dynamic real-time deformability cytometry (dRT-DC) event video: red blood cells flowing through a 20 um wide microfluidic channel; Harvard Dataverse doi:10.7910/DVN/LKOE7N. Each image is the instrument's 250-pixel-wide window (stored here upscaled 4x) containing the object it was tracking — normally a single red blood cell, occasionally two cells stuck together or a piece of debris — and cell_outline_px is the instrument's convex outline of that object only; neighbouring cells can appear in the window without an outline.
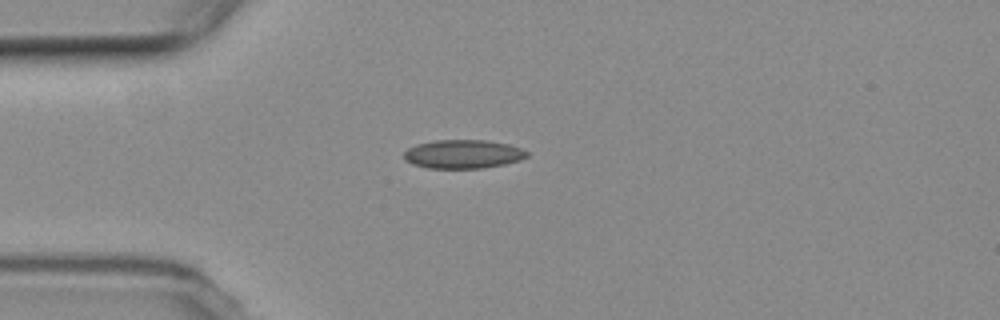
{"species": "common noctule bat (a hibernating species)", "species_latin": "Nyctalus noctula", "temperature_condition": "room temperature", "stored_images_in_passage": 8, "camera_frame_rate_fps": 3000, "um_per_image_px": 0.085, "animal": {"sex": "female", "body_mass_g": 19.3, "forearm_length_mm": 54.1}, "frame": {"image": 1, "passage_image": 1, "time_ms": 0.0, "image_size_px": [1000, 320], "cell_outline_px": [[528, 156], [520, 160], [504, 164], [484, 168], [428, 168], [412, 164], [404, 160], [404, 152], [408, 148], [416, 144], [436, 140], [484, 140], [508, 144], [520, 148], [528, 152]], "centroid_in_image_um": [39.34, 13.1], "position_along_channel_um": 45.7, "area_um2": 20.58}}
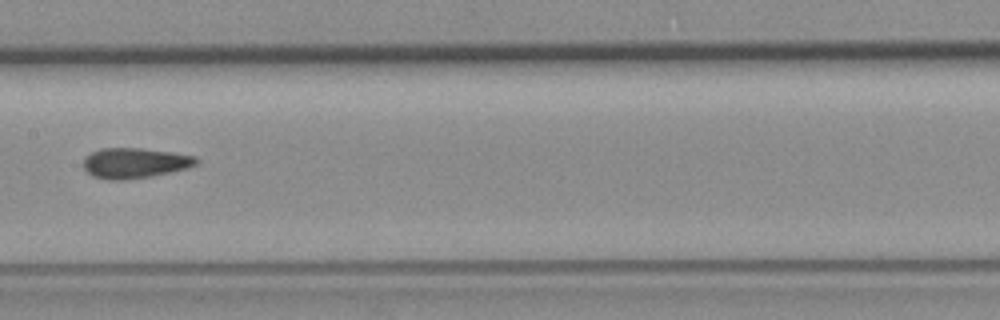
{"frame": {"image": 2, "passage_image": 5, "time_ms": 4.667, "image_size_px": [1000, 320], "cell_outline_px": [[200, 160], [196, 164], [188, 168], [152, 176], [124, 180], [108, 180], [92, 176], [84, 168], [84, 160], [92, 152], [100, 148], [140, 148], [172, 152], [196, 156]], "centroid_in_image_um": [11.48, 13.86], "position_along_channel_um": 195.9, "area_um2": 19.94}}
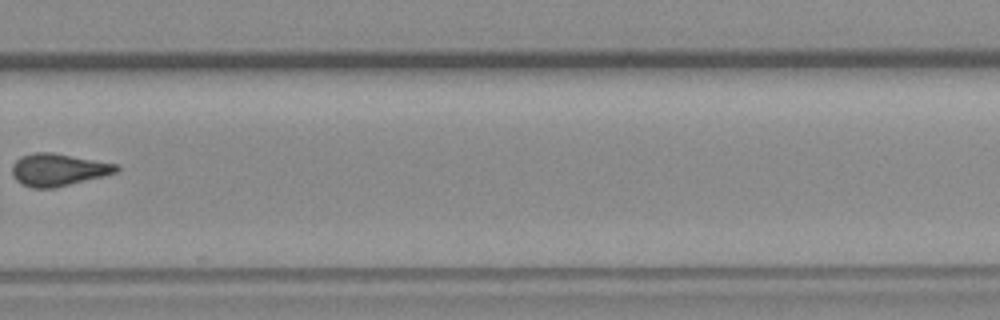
{"frame": {"image": 3, "passage_image": 8, "time_ms": 8.333, "image_size_px": [1000, 320], "cell_outline_px": [[120, 168], [116, 172], [56, 188], [32, 188], [20, 184], [12, 176], [12, 164], [20, 156], [32, 152], [52, 152], [116, 164]], "centroid_in_image_um": [4.87, 14.43], "position_along_channel_um": 324.9, "area_um2": 19.65}}